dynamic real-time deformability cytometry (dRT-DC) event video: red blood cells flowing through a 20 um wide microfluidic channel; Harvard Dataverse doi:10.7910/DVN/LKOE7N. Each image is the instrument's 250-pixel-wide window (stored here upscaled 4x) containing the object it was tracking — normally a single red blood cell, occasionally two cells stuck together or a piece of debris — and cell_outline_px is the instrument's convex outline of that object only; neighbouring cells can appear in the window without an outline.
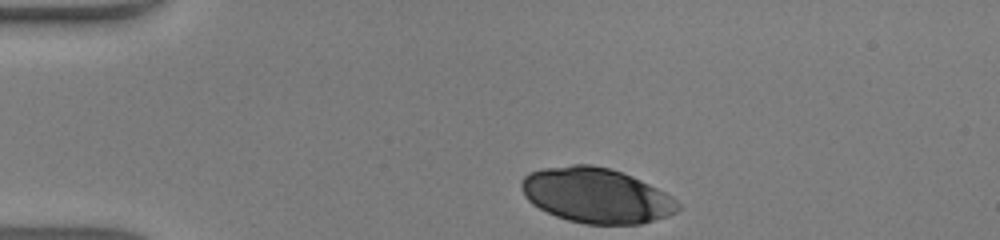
{"species": "human", "species_latin": "Homo sapiens", "temperature_condition": "warm", "stored_images_in_passage": 30, "camera_frame_rate_fps": 3000, "um_per_image_px": 0.085, "donor": {"sex": "male"}, "frame": {"image": 1, "passage_image": 1, "time_ms": 0.0, "image_size_px": [1000, 240], "cell_outline_px": [[680, 208], [676, 212], [640, 224], [584, 224], [568, 220], [556, 216], [532, 204], [524, 196], [520, 184], [520, 180], [528, 172], [540, 168], [572, 164], [592, 164], [608, 168], [632, 176], [672, 196], [680, 204]], "centroid_in_image_um": [50.63, 16.6], "position_along_channel_um": 34.4, "area_um2": 50.11}}
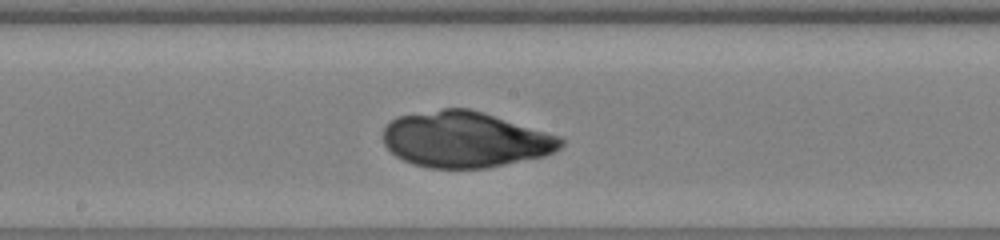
{"frame": {"image": 2, "passage_image": 17, "time_ms": 5.333, "image_size_px": [1000, 240], "cell_outline_px": [[564, 144], [560, 148], [544, 156], [488, 168], [432, 168], [416, 164], [404, 160], [396, 156], [384, 144], [384, 128], [396, 116], [444, 108], [468, 108], [484, 112], [560, 136], [564, 140]], "centroid_in_image_um": [39.56, 11.85], "position_along_channel_um": 208.6, "area_um2": 57.74}}
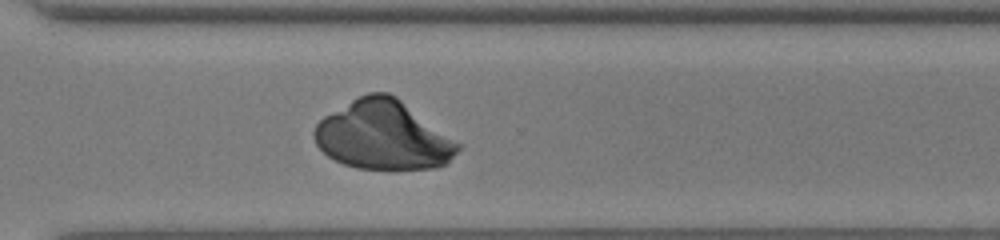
{"frame": {"image": 3, "passage_image": 26, "time_ms": 8.333, "image_size_px": [1000, 240], "cell_outline_px": [[460, 148], [448, 164], [436, 168], [356, 168], [344, 164], [328, 156], [316, 144], [312, 136], [312, 132], [316, 124], [324, 116], [352, 100], [368, 92], [388, 92], [396, 96], [460, 144]], "centroid_in_image_um": [32.55, 11.5], "position_along_channel_um": 338.0, "area_um2": 57.16}}